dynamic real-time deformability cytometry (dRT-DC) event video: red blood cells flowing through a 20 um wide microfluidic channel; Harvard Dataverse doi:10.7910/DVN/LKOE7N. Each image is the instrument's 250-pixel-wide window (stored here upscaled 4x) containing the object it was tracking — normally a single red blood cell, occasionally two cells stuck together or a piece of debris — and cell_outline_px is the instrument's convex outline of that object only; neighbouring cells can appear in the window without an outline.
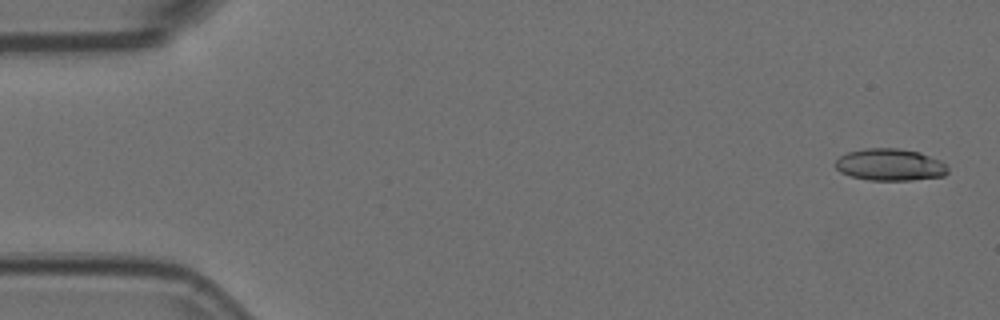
{"species": "Egyptian fruit bat (a non-hibernating species)", "species_latin": "Rousettus aegyptiacus", "temperature_condition": "room temperature", "stored_images_in_passage": 5, "camera_frame_rate_fps": 3000, "um_per_image_px": 0.085, "animal": {"sex": "female"}, "frame": {"image": 1, "passage_image": 1, "time_ms": 0.0, "image_size_px": [1000, 320], "cell_outline_px": [[948, 172], [944, 176], [912, 180], [868, 180], [852, 176], [840, 172], [836, 168], [836, 160], [840, 156], [848, 152], [864, 148], [896, 148], [920, 152], [940, 160], [948, 168]], "centroid_in_image_um": [75.66, 14.0], "position_along_channel_um": 9.3, "area_um2": 20.92}}
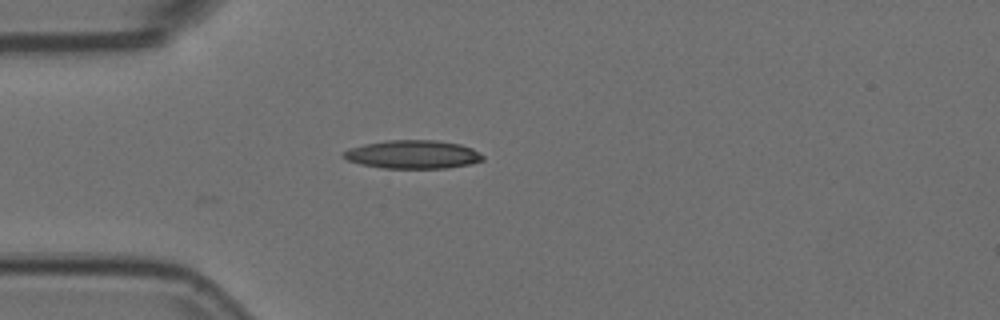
{"frame": {"image": 2, "passage_image": 4, "time_ms": 1.0, "image_size_px": [1000, 320], "cell_outline_px": [[484, 160], [468, 164], [448, 168], [384, 168], [360, 164], [348, 160], [340, 156], [348, 148], [364, 144], [384, 140], [436, 140], [460, 144], [472, 148], [484, 156]], "centroid_in_image_um": [35.07, 13.12], "position_along_channel_um": 49.9, "area_um2": 23.12}}